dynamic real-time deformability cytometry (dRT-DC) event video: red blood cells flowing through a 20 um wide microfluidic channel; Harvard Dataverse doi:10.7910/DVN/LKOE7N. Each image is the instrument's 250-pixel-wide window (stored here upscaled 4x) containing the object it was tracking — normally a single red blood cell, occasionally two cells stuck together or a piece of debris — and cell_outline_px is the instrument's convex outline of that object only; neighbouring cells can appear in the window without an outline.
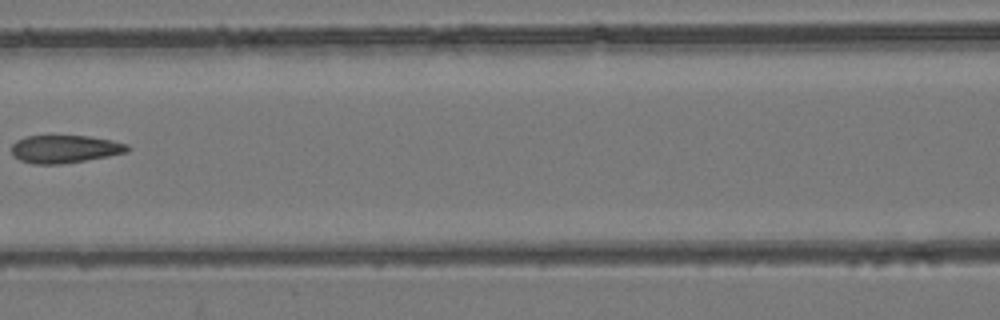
{"species": "common noctule bat (a hibernating species)", "species_latin": "Nyctalus noctula", "temperature_condition": "room temperature", "stored_images_in_passage": 5, "camera_frame_rate_fps": 3000, "um_per_image_px": 0.085, "animal": {"sex": "female", "body_mass_g": 24.6, "forearm_length_mm": 56.2}, "frame": {"image": 1, "passage_image": 4, "time_ms": 3.667, "image_size_px": [1000, 320], "cell_outline_px": [[128, 152], [108, 156], [60, 164], [32, 164], [20, 160], [12, 156], [12, 144], [16, 140], [28, 136], [88, 136], [112, 140], [128, 144]], "centroid_in_image_um": [5.48, 12.67], "position_along_channel_um": 161.1, "area_um2": 18.73}}
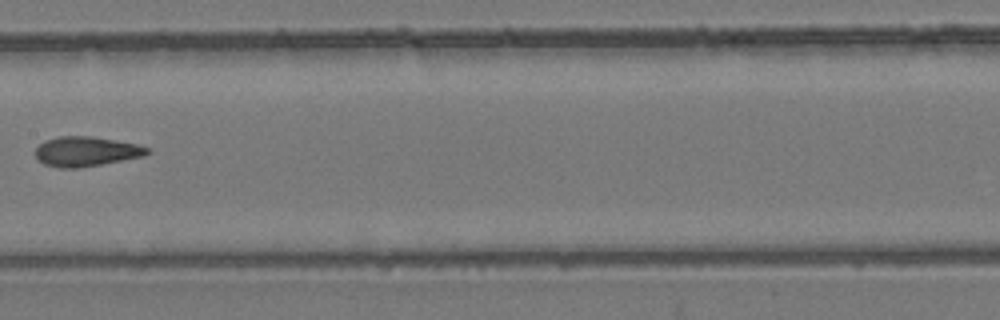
{"frame": {"image": 2, "passage_image": 5, "time_ms": 4.667, "image_size_px": [1000, 320], "cell_outline_px": [[148, 152], [144, 156], [100, 164], [76, 168], [60, 168], [44, 164], [36, 156], [36, 148], [44, 140], [60, 136], [88, 136], [136, 144], [148, 148]], "centroid_in_image_um": [7.27, 12.87], "position_along_channel_um": 200.1, "area_um2": 18.96}}